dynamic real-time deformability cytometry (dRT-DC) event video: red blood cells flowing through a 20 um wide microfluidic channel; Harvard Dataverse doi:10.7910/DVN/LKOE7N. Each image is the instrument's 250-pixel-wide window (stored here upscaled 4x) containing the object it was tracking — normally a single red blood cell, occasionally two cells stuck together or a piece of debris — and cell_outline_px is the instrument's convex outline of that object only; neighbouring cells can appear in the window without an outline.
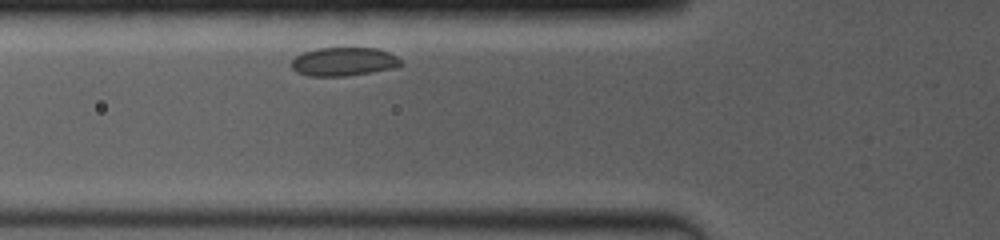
{"species": "common noctule bat (a hibernating species)", "species_latin": "Nyctalus noctula", "temperature_condition": "room temperature", "stored_images_in_passage": 3, "camera_frame_rate_fps": 4000, "um_per_image_px": 0.085, "animal": {"sex": "female", "body_mass_g": 19.0, "forearm_length_mm": 53.3}, "frame": {"image": 1, "passage_image": 3, "time_ms": 1.75, "image_size_px": [1000, 240], "cell_outline_px": [[404, 64], [396, 68], [372, 72], [344, 76], [308, 76], [296, 72], [292, 68], [292, 60], [296, 56], [304, 52], [316, 48], [376, 48], [388, 52], [396, 56]], "centroid_in_image_um": [29.23, 5.24], "position_along_channel_um": 96.6, "area_um2": 18.26}}